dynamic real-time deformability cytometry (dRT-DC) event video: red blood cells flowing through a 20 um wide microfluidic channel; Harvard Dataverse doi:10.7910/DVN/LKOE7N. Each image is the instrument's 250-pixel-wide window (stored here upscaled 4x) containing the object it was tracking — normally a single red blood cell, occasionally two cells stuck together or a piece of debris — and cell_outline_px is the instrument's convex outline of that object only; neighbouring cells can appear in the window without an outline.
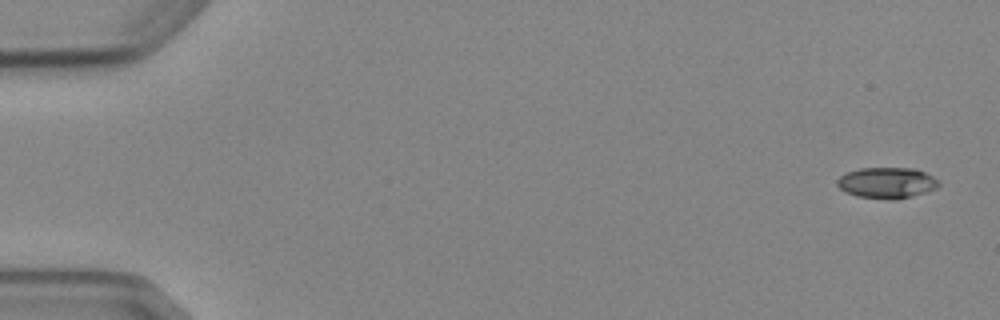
{"species": "Egyptian fruit bat (a non-hibernating species)", "species_latin": "Rousettus aegyptiacus", "temperature_condition": "cold", "stored_images_in_passage": 5, "camera_frame_rate_fps": 3000, "um_per_image_px": 0.085, "animal": {"sex": "female"}, "frame": {"image": 1, "passage_image": 1, "time_ms": 0.0, "image_size_px": [1000, 320], "cell_outline_px": [[940, 184], [936, 188], [912, 196], [896, 200], [856, 196], [844, 192], [836, 184], [836, 180], [840, 176], [848, 172], [860, 168], [916, 168], [940, 180]], "centroid_in_image_um": [75.38, 15.54], "position_along_channel_um": 9.6, "area_um2": 18.38}}
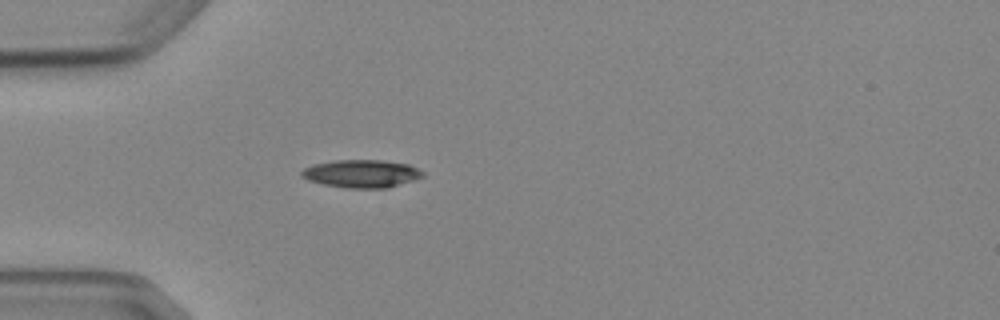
{"frame": {"image": 2, "passage_image": 5, "time_ms": 4.667, "image_size_px": [1000, 320], "cell_outline_px": [[424, 176], [388, 188], [344, 188], [324, 184], [308, 180], [300, 176], [300, 172], [304, 168], [312, 164], [336, 160], [380, 160], [408, 164], [424, 172]], "centroid_in_image_um": [30.69, 14.76], "position_along_channel_um": 54.3, "area_um2": 19.65}}